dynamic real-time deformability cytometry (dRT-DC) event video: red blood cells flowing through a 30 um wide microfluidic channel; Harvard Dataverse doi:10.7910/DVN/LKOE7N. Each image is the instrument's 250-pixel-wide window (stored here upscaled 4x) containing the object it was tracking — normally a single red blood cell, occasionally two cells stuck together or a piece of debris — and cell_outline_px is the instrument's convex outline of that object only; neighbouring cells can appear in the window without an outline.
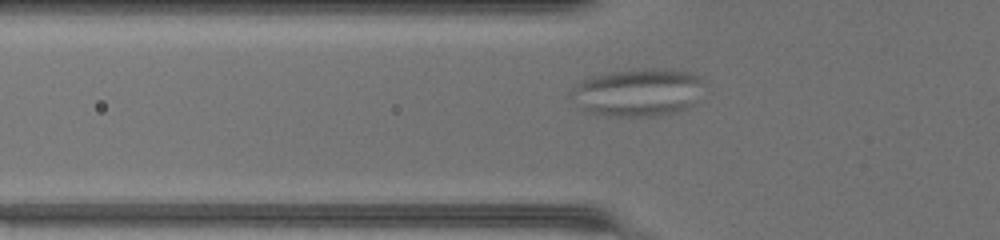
{"species": "common noctule bat (a hibernating species)", "species_latin": "Nyctalus noctula", "temperature_condition": "warm", "stored_images_in_passage": 28, "camera_frame_rate_fps": 3000, "um_per_image_px": 0.085, "animal": {"sex": "female", "body_mass_g": 17.0, "forearm_length_mm": 48.0}, "frame": {"image": 1, "passage_image": 3, "time_ms": 0.667, "image_size_px": [1000, 240], "cell_outline_px": [[700, 80], [696, 104], [688, 108], [676, 112], [656, 116], [608, 116], [584, 112], [568, 100], [568, 92], [580, 80], [588, 76], [612, 72], [692, 72], [700, 76]], "centroid_in_image_um": [54.05, 7.93], "position_along_channel_um": 71.8, "area_um2": 36.36}}
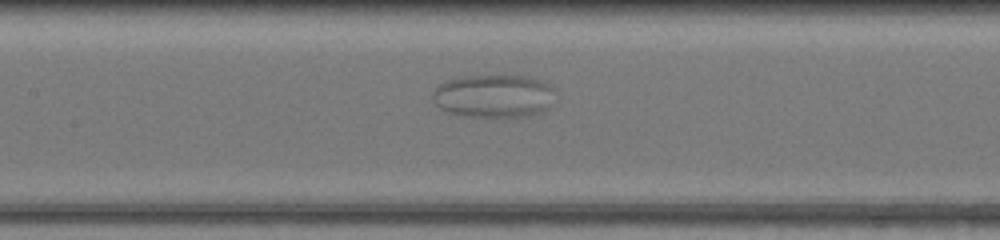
{"frame": {"image": 2, "passage_image": 10, "time_ms": 3.0, "image_size_px": [1000, 240], "cell_outline_px": [[552, 88], [548, 108], [540, 112], [528, 116], [468, 116], [448, 112], [440, 108], [432, 100], [432, 92], [436, 84], [460, 76], [528, 76], [552, 84]], "centroid_in_image_um": [41.9, 8.14], "position_along_channel_um": 165.5, "area_um2": 30.58}}
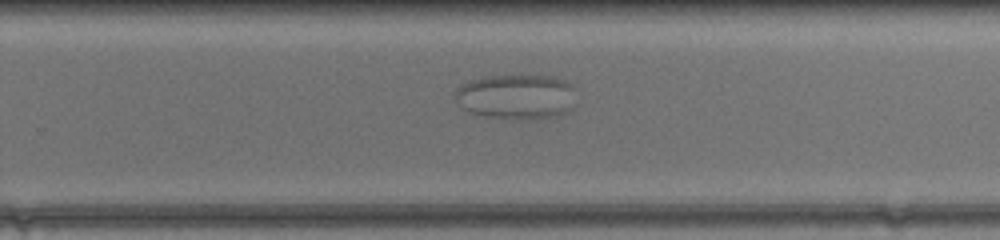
{"frame": {"image": 3, "passage_image": 19, "time_ms": 6.0, "image_size_px": [1000, 240], "cell_outline_px": [[580, 92], [572, 108], [568, 112], [556, 116], [528, 120], [512, 120], [476, 116], [468, 112], [456, 100], [456, 92], [460, 84], [468, 80], [484, 76], [556, 76], [572, 84]], "centroid_in_image_um": [43.95, 8.24], "position_along_channel_um": 285.8, "area_um2": 32.89}}